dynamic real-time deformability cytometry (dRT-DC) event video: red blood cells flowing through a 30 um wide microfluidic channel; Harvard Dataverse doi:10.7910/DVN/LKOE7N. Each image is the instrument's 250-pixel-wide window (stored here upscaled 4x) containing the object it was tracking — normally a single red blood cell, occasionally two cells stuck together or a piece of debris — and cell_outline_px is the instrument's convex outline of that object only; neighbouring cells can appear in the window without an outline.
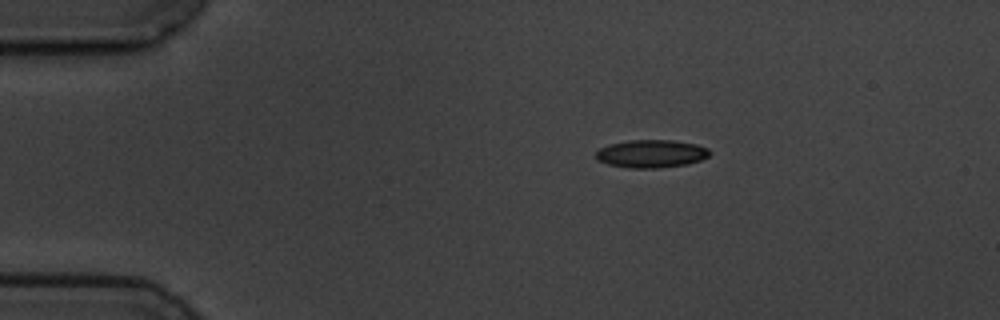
{"species": "common noctule bat (a hibernating species)", "species_latin": "Nyctalus noctula", "temperature_condition": "cold", "stored_images_in_passage": 5, "camera_frame_rate_fps": 3000, "um_per_image_px": 0.085, "animal": {"sex": "male", "body_mass_g": 19.5, "forearm_length_mm": 54.6}, "frame": {"image": 1, "passage_image": 1, "time_ms": 0.0, "image_size_px": [1000, 320], "cell_outline_px": [[712, 152], [708, 156], [700, 160], [688, 164], [660, 168], [628, 168], [608, 164], [596, 160], [596, 152], [600, 148], [608, 144], [628, 140], [672, 140], [696, 144], [708, 148]], "centroid_in_image_um": [55.35, 13.07], "position_along_channel_um": 29.6, "area_um2": 18.67}}
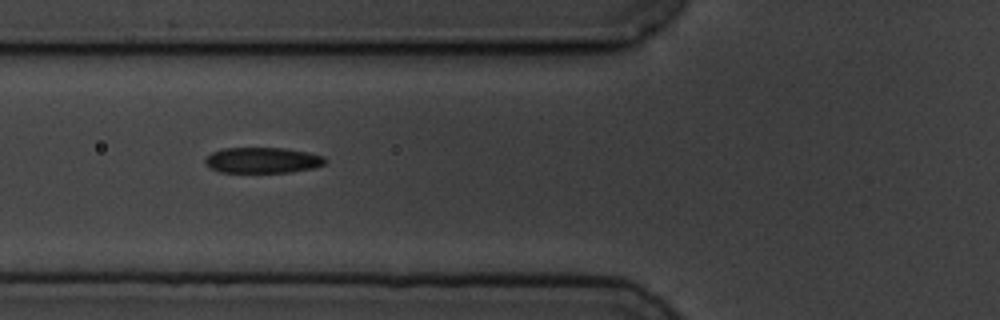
{"frame": {"image": 2, "passage_image": 4, "time_ms": 3.667, "image_size_px": [1000, 320], "cell_outline_px": [[328, 160], [324, 164], [312, 168], [288, 172], [220, 172], [204, 164], [204, 160], [212, 152], [224, 148], [284, 148], [308, 152], [324, 156]], "centroid_in_image_um": [22.32, 13.61], "position_along_channel_um": 103.5, "area_um2": 17.92}}
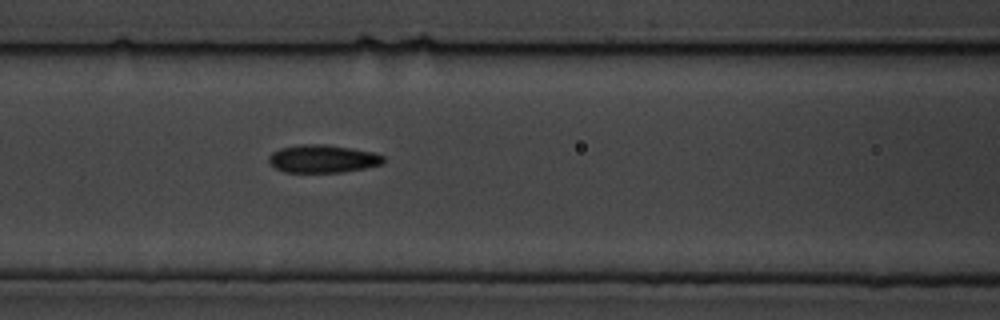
{"frame": {"image": 3, "passage_image": 5, "time_ms": 4.667, "image_size_px": [1000, 320], "cell_outline_px": [[384, 164], [364, 168], [340, 172], [284, 172], [276, 168], [268, 160], [268, 156], [272, 152], [280, 148], [300, 144], [328, 144], [376, 152], [384, 156]], "centroid_in_image_um": [27.46, 13.48], "position_along_channel_um": 139.1, "area_um2": 18.79}}